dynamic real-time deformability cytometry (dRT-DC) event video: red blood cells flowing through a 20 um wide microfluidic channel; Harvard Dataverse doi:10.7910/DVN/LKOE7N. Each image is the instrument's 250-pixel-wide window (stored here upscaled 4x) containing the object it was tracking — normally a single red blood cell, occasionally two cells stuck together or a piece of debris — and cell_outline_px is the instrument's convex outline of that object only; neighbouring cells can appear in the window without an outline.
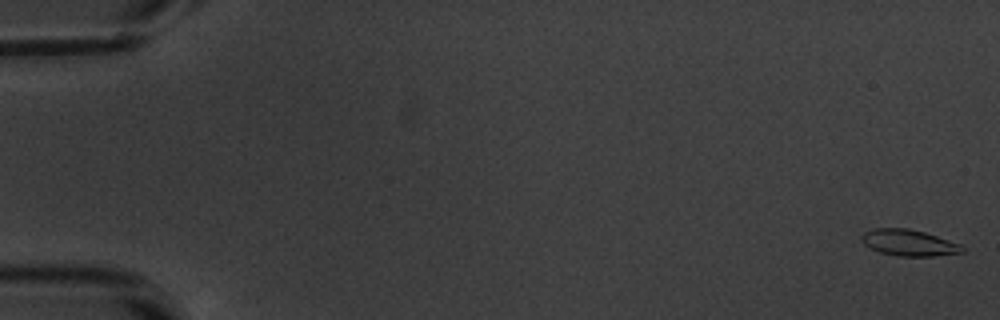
{"species": "common noctule bat (a hibernating species)", "species_latin": "Nyctalus noctula", "temperature_condition": "warm", "stored_images_in_passage": 54, "camera_frame_rate_fps": 3000, "um_per_image_px": 0.085, "animal": {"sex": "male", "body_mass_g": 20.1, "forearm_length_mm": 53.5}, "frame": {"image": 1, "passage_image": 1, "time_ms": 0.0, "image_size_px": [1000, 320], "cell_outline_px": [[964, 252], [932, 256], [900, 256], [880, 252], [864, 244], [860, 240], [860, 236], [864, 232], [872, 228], [908, 228], [924, 232], [960, 244], [964, 248]], "centroid_in_image_um": [77.22, 20.62], "position_along_channel_um": 7.8, "area_um2": 15.32}}
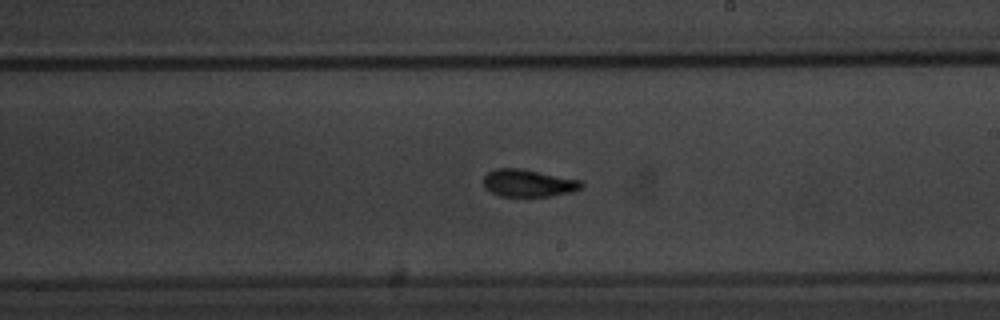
{"frame": {"image": 2, "passage_image": 32, "time_ms": 10.333, "image_size_px": [1000, 320], "cell_outline_px": [[584, 188], [572, 192], [552, 196], [500, 196], [484, 188], [484, 176], [488, 172], [496, 168], [520, 168], [580, 180], [584, 184]], "centroid_in_image_um": [44.93, 15.57], "position_along_channel_um": 244.1, "area_um2": 15.66}}
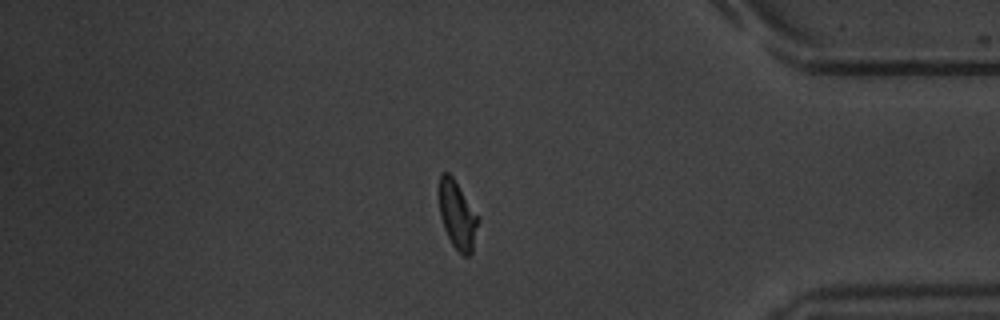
{"frame": {"image": 3, "passage_image": 46, "time_ms": 15.0, "image_size_px": [1000, 320], "cell_outline_px": [[480, 220], [472, 252], [468, 256], [464, 256], [452, 244], [444, 228], [440, 216], [440, 176], [444, 172], [448, 172], [452, 176], [480, 216]], "centroid_in_image_um": [38.92, 18.3], "position_along_channel_um": 396.3, "area_um2": 15.43}, "authors_computed_cell_mechanics": {"area_um2": 15.6349, "velocity_mm_per_s": 3.8271, "shape_relaxation_time_tau1_ms": 3.1358, "shape_relaxation_time_tau2_ms": 1.2838, "deformation_change_tau1": 0.1638, "deformation_change_tau2": 0.0722}}